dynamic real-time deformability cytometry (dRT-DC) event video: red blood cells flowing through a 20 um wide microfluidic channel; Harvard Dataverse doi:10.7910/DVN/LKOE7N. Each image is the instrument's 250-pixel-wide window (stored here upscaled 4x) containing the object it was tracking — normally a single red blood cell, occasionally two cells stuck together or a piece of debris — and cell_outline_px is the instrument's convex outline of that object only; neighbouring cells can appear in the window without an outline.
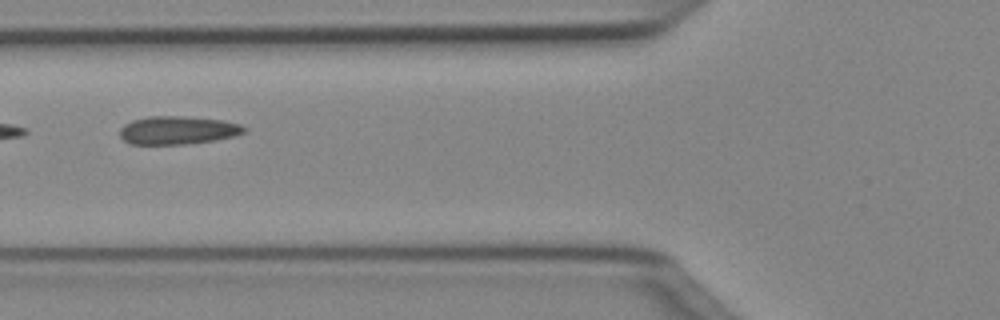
{"species": "Egyptian fruit bat (a non-hibernating species)", "species_latin": "Rousettus aegyptiacus", "temperature_condition": "cold", "stored_images_in_passage": 21, "camera_frame_rate_fps": 3000, "um_per_image_px": 0.085, "animal": {"sex": "female"}, "frame": {"image": 1, "passage_image": 19, "time_ms": 6.0, "image_size_px": [1000, 320], "cell_outline_px": [[248, 128], [244, 132], [232, 136], [216, 140], [184, 144], [128, 144], [120, 136], [120, 128], [124, 124], [132, 120], [148, 116], [184, 116], [224, 120], [240, 124]], "centroid_in_image_um": [15.09, 11.06], "position_along_channel_um": 110.7, "area_um2": 20.52}}